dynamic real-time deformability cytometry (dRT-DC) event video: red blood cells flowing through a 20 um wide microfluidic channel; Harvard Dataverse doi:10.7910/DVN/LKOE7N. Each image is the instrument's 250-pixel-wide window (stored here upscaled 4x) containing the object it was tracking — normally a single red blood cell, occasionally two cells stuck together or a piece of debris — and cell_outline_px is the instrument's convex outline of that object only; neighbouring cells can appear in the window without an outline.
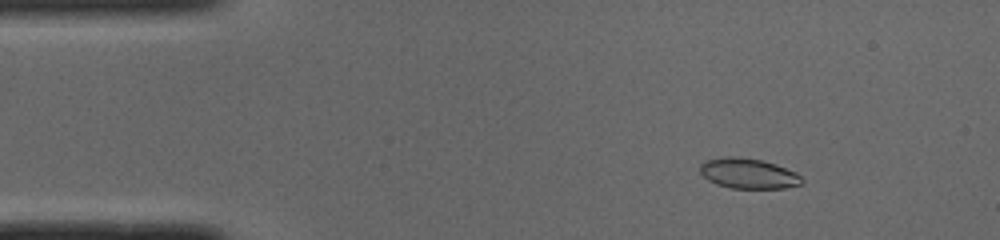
{"species": "common noctule bat (a hibernating species)", "species_latin": "Nyctalus noctula", "temperature_condition": "cold", "stored_images_in_passage": 49, "camera_frame_rate_fps": 3000, "um_per_image_px": 0.085, "animal": {"sex": "male", "body_mass_g": 19.0, "forearm_length_mm": 50.8}, "frame": {"image": 1, "passage_image": 6, "time_ms": 1.667, "image_size_px": [1000, 240], "cell_outline_px": [[804, 184], [784, 188], [732, 188], [716, 184], [708, 180], [700, 172], [700, 164], [708, 160], [724, 156], [736, 156], [764, 160], [776, 164], [796, 172], [804, 180]], "centroid_in_image_um": [63.64, 14.74], "position_along_channel_um": 21.4, "area_um2": 18.09}}
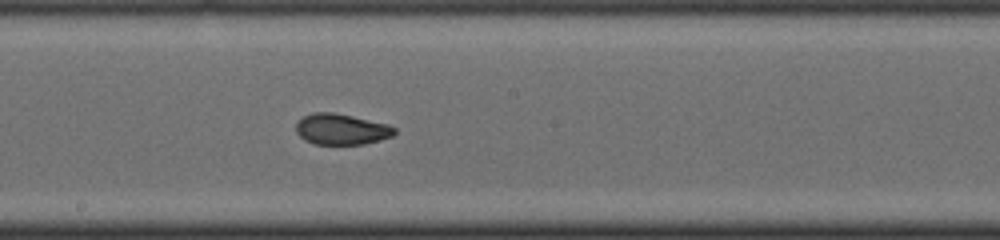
{"frame": {"image": 2, "passage_image": 26, "time_ms": 8.333, "image_size_px": [1000, 240], "cell_outline_px": [[396, 132], [392, 136], [380, 140], [364, 144], [316, 144], [304, 140], [296, 132], [296, 124], [304, 116], [316, 112], [332, 112], [352, 116], [388, 124], [396, 128]], "centroid_in_image_um": [29.03, 10.99], "position_along_channel_um": 219.2, "area_um2": 17.63}}
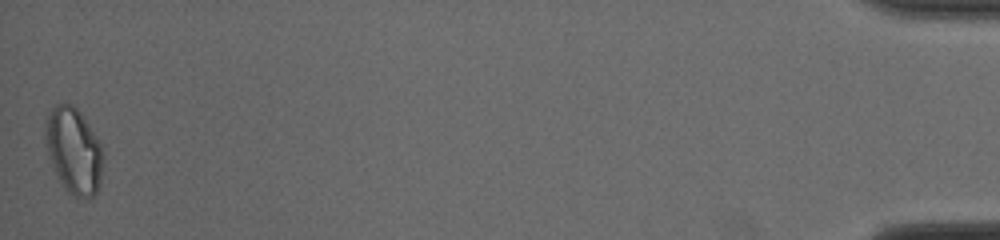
{"frame": {"image": 3, "passage_image": 49, "time_ms": 16.0, "image_size_px": [1000, 240], "cell_outline_px": [[100, 184], [96, 192], [92, 196], [84, 200], [72, 196], [64, 188], [48, 156], [44, 132], [44, 120], [52, 108], [56, 104], [72, 104], [80, 112], [96, 136], [100, 144]], "centroid_in_image_um": [6.22, 12.8], "position_along_channel_um": 429.0, "area_um2": 28.5}, "authors_computed_cell_mechanics": {"area_um2": 18.2648, "velocity_mm_per_s": 4.0148, "shape_relaxation_time_tau1_ms": 10.7219, "shape_relaxation_time_tau2_ms": 1.2335, "deformation_change_tau1": 0.2452, "deformation_change_tau2": 0.0526}}